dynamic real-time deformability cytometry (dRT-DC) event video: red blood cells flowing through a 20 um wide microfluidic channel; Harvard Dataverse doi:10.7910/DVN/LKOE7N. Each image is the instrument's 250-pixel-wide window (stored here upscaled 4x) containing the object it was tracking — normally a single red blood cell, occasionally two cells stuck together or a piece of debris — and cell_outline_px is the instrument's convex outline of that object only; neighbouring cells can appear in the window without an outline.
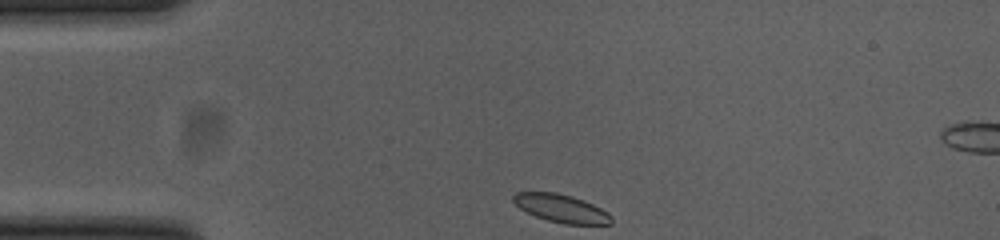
{"species": "common noctule bat (a hibernating species)", "species_latin": "Nyctalus noctula", "temperature_condition": "cold", "stored_images_in_passage": 35, "camera_frame_rate_fps": 3000, "um_per_image_px": 0.085, "animal": {"sex": "female", "body_mass_g": 23.0, "forearm_length_mm": 53.4}, "frame": {"image": 1, "passage_image": 1, "time_ms": 0.0, "image_size_px": [1000, 240], "cell_outline_px": [[612, 224], [564, 224], [548, 220], [536, 216], [520, 208], [512, 200], [512, 196], [516, 192], [556, 192], [572, 196], [584, 200], [608, 212], [612, 216]], "centroid_in_image_um": [47.72, 17.7], "position_along_channel_um": 37.3, "area_um2": 15.95}}
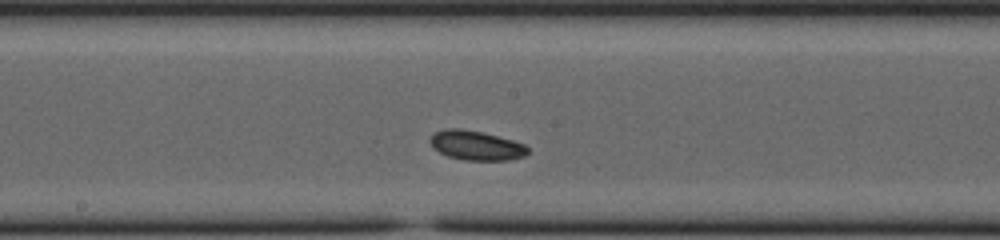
{"frame": {"image": 2, "passage_image": 18, "time_ms": 5.667, "image_size_px": [1000, 240], "cell_outline_px": [[528, 152], [524, 156], [508, 160], [464, 160], [448, 156], [432, 148], [428, 140], [436, 132], [444, 128], [460, 128], [480, 132], [512, 140], [524, 144], [528, 148]], "centroid_in_image_um": [40.44, 12.36], "position_along_channel_um": 207.8, "area_um2": 16.65}}
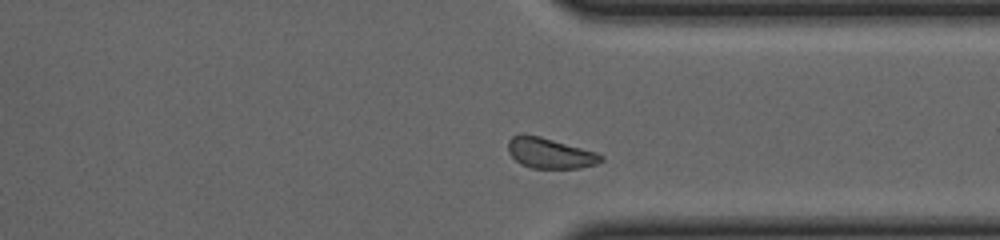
{"frame": {"image": 3, "passage_image": 31, "time_ms": 10.0, "image_size_px": [1000, 240], "cell_outline_px": [[604, 160], [596, 164], [580, 168], [532, 168], [520, 164], [508, 152], [508, 140], [512, 136], [520, 132], [540, 136], [596, 152], [604, 156]], "centroid_in_image_um": [46.72, 13.0], "position_along_channel_um": 364.7, "area_um2": 16.65}}